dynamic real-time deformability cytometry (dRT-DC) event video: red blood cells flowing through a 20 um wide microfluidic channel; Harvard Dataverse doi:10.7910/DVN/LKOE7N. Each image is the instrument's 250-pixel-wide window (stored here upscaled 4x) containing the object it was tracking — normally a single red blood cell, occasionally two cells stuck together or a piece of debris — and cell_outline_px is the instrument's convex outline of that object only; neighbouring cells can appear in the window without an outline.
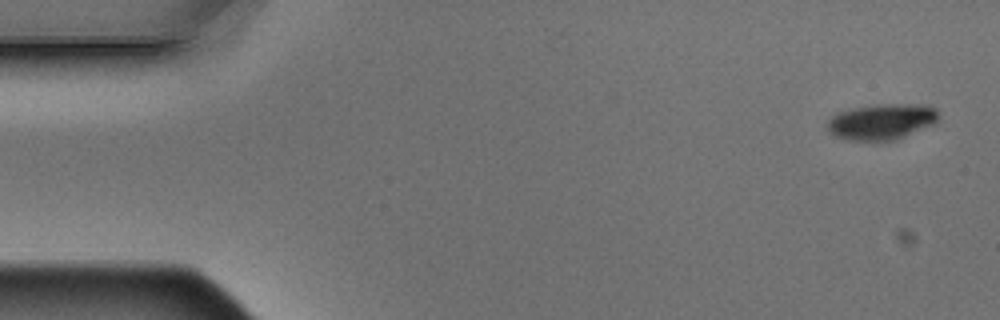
{"species": "Egyptian fruit bat (a non-hibernating species)", "species_latin": "Rousettus aegyptiacus", "temperature_condition": "warm", "stored_images_in_passage": 5, "camera_frame_rate_fps": 3000, "um_per_image_px": 0.085, "animal": {"sex": "male"}, "frame": {"image": 1, "passage_image": 1, "time_ms": 0.0, "image_size_px": [1000, 320], "cell_outline_px": [[936, 120], [932, 124], [896, 140], [844, 140], [828, 132], [828, 120], [832, 116], [840, 112], [856, 108], [884, 104], [928, 104], [936, 108]], "centroid_in_image_um": [74.93, 10.34], "position_along_channel_um": 10.1, "area_um2": 22.83}}
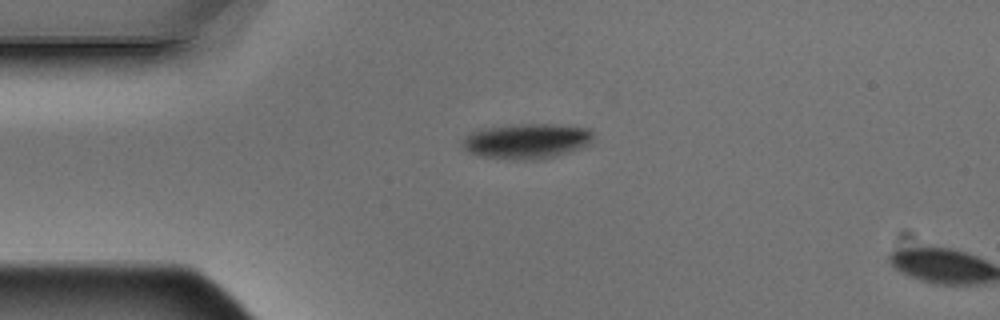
{"frame": {"image": 2, "passage_image": 4, "time_ms": 1.0, "image_size_px": [1000, 320], "cell_outline_px": [[592, 136], [588, 144], [580, 148], [556, 156], [536, 160], [524, 160], [480, 156], [468, 152], [464, 148], [464, 140], [472, 132], [484, 128], [524, 124], [548, 124], [588, 128], [592, 132]], "centroid_in_image_um": [44.78, 12.0], "position_along_channel_um": 40.2, "area_um2": 26.24}}